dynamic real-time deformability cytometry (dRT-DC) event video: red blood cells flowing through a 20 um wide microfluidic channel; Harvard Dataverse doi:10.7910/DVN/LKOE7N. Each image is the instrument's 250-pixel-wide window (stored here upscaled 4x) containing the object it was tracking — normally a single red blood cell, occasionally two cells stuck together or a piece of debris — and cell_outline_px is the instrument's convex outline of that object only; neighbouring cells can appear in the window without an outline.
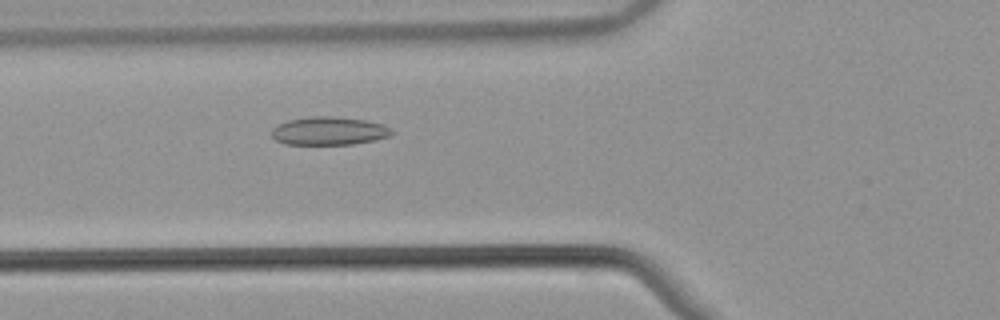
{"species": "common noctule bat (a hibernating species)", "species_latin": "Nyctalus noctula", "temperature_condition": "warm", "stored_images_in_passage": 51, "camera_frame_rate_fps": 3000, "um_per_image_px": 0.085, "animal": {"sex": "male", "body_mass_g": 21.5, "forearm_length_mm": 52.0}, "frame": {"image": 1, "passage_image": 18, "time_ms": 5.667, "image_size_px": [1000, 320], "cell_outline_px": [[396, 132], [388, 136], [376, 140], [352, 144], [284, 144], [276, 140], [272, 136], [272, 128], [276, 124], [288, 120], [308, 116], [332, 116], [364, 120], [384, 124], [392, 128]], "centroid_in_image_um": [27.97, 11.12], "position_along_channel_um": 97.8, "area_um2": 19.94}}
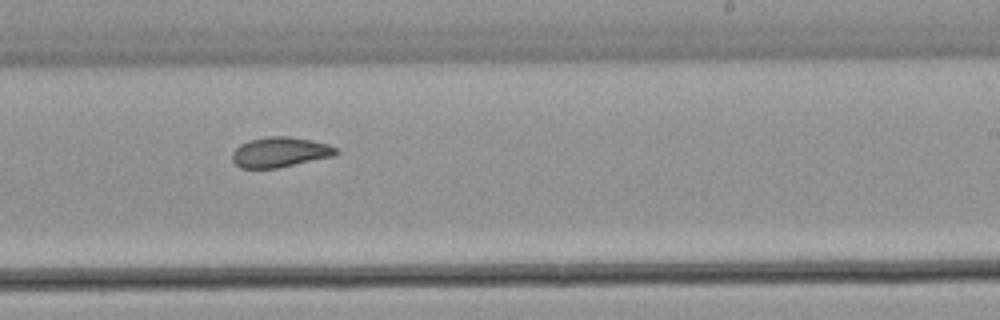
{"frame": {"image": 2, "passage_image": 31, "time_ms": 10.0, "image_size_px": [1000, 320], "cell_outline_px": [[340, 152], [332, 156], [276, 168], [240, 168], [232, 160], [232, 152], [240, 144], [248, 140], [272, 136], [288, 136], [312, 140], [328, 144], [336, 148]], "centroid_in_image_um": [23.78, 12.92], "position_along_channel_um": 265.2, "area_um2": 18.09}}
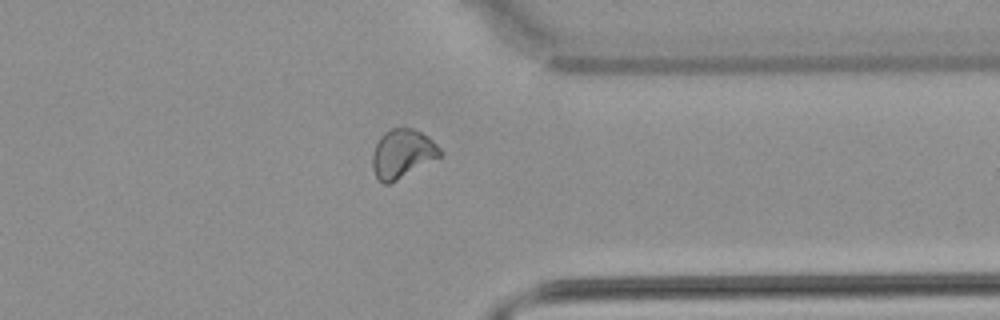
{"frame": {"image": 3, "passage_image": 40, "time_ms": 13.0, "image_size_px": [1000, 320], "cell_outline_px": [[444, 152], [440, 156], [396, 180], [388, 184], [384, 184], [376, 176], [372, 168], [372, 156], [376, 144], [380, 136], [384, 132], [392, 128], [412, 128], [428, 136]], "centroid_in_image_um": [34.19, 13.04], "position_along_channel_um": 377.2, "area_um2": 18.9}, "authors_computed_cell_mechanics": {"area_um2": 19.4208, "velocity_mm_per_s": 3.8592, "shape_relaxation_time_tau1_ms": null, "shape_relaxation_time_tau2_ms": 3.4991, "deformation_change_tau1": null, "deformation_change_tau2": 0.0792}}